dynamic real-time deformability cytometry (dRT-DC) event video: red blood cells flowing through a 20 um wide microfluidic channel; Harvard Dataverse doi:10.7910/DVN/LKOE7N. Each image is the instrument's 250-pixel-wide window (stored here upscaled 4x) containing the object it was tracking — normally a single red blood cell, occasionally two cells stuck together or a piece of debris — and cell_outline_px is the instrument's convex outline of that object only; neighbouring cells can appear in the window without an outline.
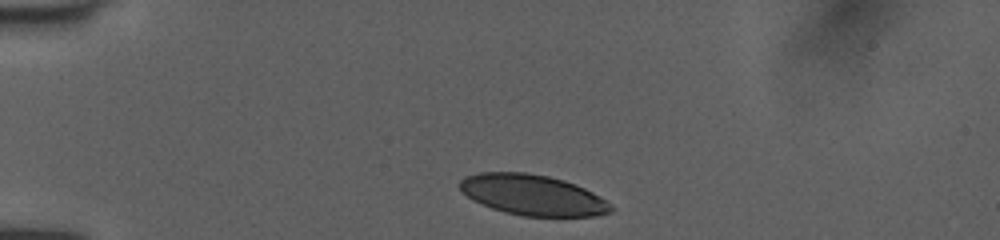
{"species": "human", "species_latin": "Homo sapiens", "temperature_condition": "room temperature", "stored_images_in_passage": 8, "camera_frame_rate_fps": 3000, "um_per_image_px": 0.085, "donor": {"sex": "female"}, "frame": {"image": 1, "passage_image": 1, "time_ms": 0.0, "image_size_px": [1000, 240], "cell_outline_px": [[616, 208], [612, 212], [596, 216], [524, 216], [504, 212], [492, 208], [472, 200], [460, 188], [460, 180], [464, 176], [480, 172], [528, 172], [548, 176], [564, 180], [584, 188], [592, 192], [612, 204]], "centroid_in_image_um": [45.3, 16.57], "position_along_channel_um": 39.7, "area_um2": 35.84}}
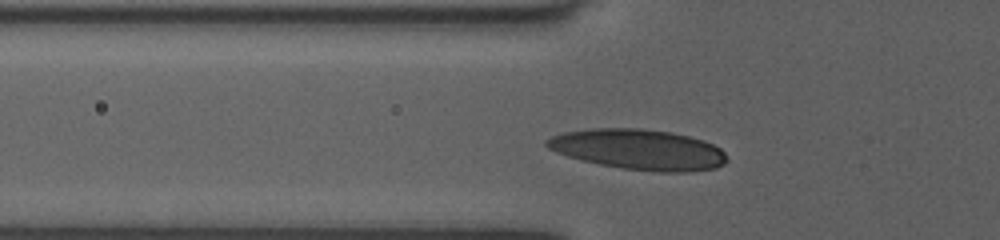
{"frame": {"image": 2, "passage_image": 5, "time_ms": 1.333, "image_size_px": [1000, 240], "cell_outline_px": [[728, 160], [724, 164], [716, 168], [688, 172], [656, 172], [624, 168], [600, 164], [580, 160], [556, 152], [548, 148], [544, 144], [544, 140], [552, 136], [564, 132], [592, 128], [640, 128], [672, 132], [704, 140], [720, 148], [728, 156]], "centroid_in_image_um": [54.29, 12.7], "position_along_channel_um": 71.5, "area_um2": 42.66}}
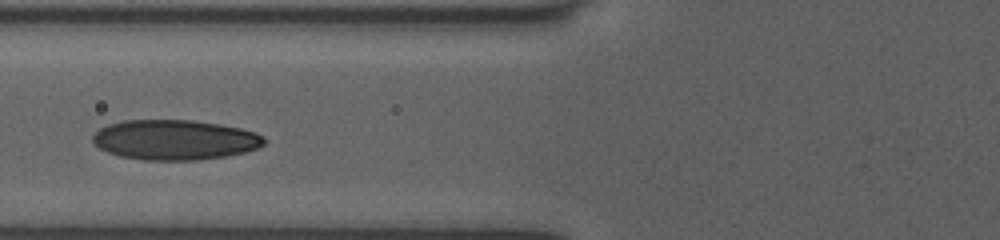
{"frame": {"image": 3, "passage_image": 7, "time_ms": 2.0, "image_size_px": [1000, 240], "cell_outline_px": [[264, 144], [260, 148], [244, 152], [224, 156], [196, 160], [144, 160], [120, 156], [108, 152], [100, 148], [92, 140], [92, 136], [100, 128], [108, 124], [124, 120], [192, 120], [240, 128], [256, 132], [264, 136]], "centroid_in_image_um": [14.86, 11.88], "position_along_channel_um": 110.9, "area_um2": 39.88}}